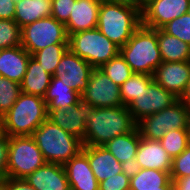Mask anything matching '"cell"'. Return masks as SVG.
<instances>
[{"label":"cell","mask_w":190,"mask_h":190,"mask_svg":"<svg viewBox=\"0 0 190 190\" xmlns=\"http://www.w3.org/2000/svg\"><path fill=\"white\" fill-rule=\"evenodd\" d=\"M0 190H6V179L0 181Z\"/></svg>","instance_id":"7dc6e473"},{"label":"cell","mask_w":190,"mask_h":190,"mask_svg":"<svg viewBox=\"0 0 190 190\" xmlns=\"http://www.w3.org/2000/svg\"><path fill=\"white\" fill-rule=\"evenodd\" d=\"M82 150L99 183L122 172L121 163L104 146H83Z\"/></svg>","instance_id":"ffe728a7"},{"label":"cell","mask_w":190,"mask_h":190,"mask_svg":"<svg viewBox=\"0 0 190 190\" xmlns=\"http://www.w3.org/2000/svg\"><path fill=\"white\" fill-rule=\"evenodd\" d=\"M96 108L123 106L120 86L99 68H94L87 88L81 94Z\"/></svg>","instance_id":"7c38bea8"},{"label":"cell","mask_w":190,"mask_h":190,"mask_svg":"<svg viewBox=\"0 0 190 190\" xmlns=\"http://www.w3.org/2000/svg\"><path fill=\"white\" fill-rule=\"evenodd\" d=\"M141 135L136 127L133 131L116 136L103 146L117 159L120 163L136 158Z\"/></svg>","instance_id":"484cf974"},{"label":"cell","mask_w":190,"mask_h":190,"mask_svg":"<svg viewBox=\"0 0 190 190\" xmlns=\"http://www.w3.org/2000/svg\"><path fill=\"white\" fill-rule=\"evenodd\" d=\"M189 121L190 109L178 99L170 107L142 118L136 127L142 138L160 140L173 129H188Z\"/></svg>","instance_id":"52a82bcc"},{"label":"cell","mask_w":190,"mask_h":190,"mask_svg":"<svg viewBox=\"0 0 190 190\" xmlns=\"http://www.w3.org/2000/svg\"><path fill=\"white\" fill-rule=\"evenodd\" d=\"M136 160L141 169H155L169 173L172 169V159L159 140L141 137L136 153Z\"/></svg>","instance_id":"d6986e66"},{"label":"cell","mask_w":190,"mask_h":190,"mask_svg":"<svg viewBox=\"0 0 190 190\" xmlns=\"http://www.w3.org/2000/svg\"><path fill=\"white\" fill-rule=\"evenodd\" d=\"M152 80V75L133 73V75L120 86L123 105L127 107L137 96H140L144 90H147V86Z\"/></svg>","instance_id":"83f0119b"},{"label":"cell","mask_w":190,"mask_h":190,"mask_svg":"<svg viewBox=\"0 0 190 190\" xmlns=\"http://www.w3.org/2000/svg\"><path fill=\"white\" fill-rule=\"evenodd\" d=\"M158 47L162 62L190 61V45L179 38L157 29Z\"/></svg>","instance_id":"d4e9b609"},{"label":"cell","mask_w":190,"mask_h":190,"mask_svg":"<svg viewBox=\"0 0 190 190\" xmlns=\"http://www.w3.org/2000/svg\"><path fill=\"white\" fill-rule=\"evenodd\" d=\"M67 50L68 44H53L35 52L32 57L40 63L46 72L53 76L61 57Z\"/></svg>","instance_id":"f1b7e54d"},{"label":"cell","mask_w":190,"mask_h":190,"mask_svg":"<svg viewBox=\"0 0 190 190\" xmlns=\"http://www.w3.org/2000/svg\"><path fill=\"white\" fill-rule=\"evenodd\" d=\"M71 190H99L86 153L81 150L64 165Z\"/></svg>","instance_id":"2e32d148"},{"label":"cell","mask_w":190,"mask_h":190,"mask_svg":"<svg viewBox=\"0 0 190 190\" xmlns=\"http://www.w3.org/2000/svg\"><path fill=\"white\" fill-rule=\"evenodd\" d=\"M51 16L64 25L68 22L73 4L76 0H51Z\"/></svg>","instance_id":"d590c367"},{"label":"cell","mask_w":190,"mask_h":190,"mask_svg":"<svg viewBox=\"0 0 190 190\" xmlns=\"http://www.w3.org/2000/svg\"><path fill=\"white\" fill-rule=\"evenodd\" d=\"M47 115L44 98L21 92L11 109L2 116V132L9 137L32 135Z\"/></svg>","instance_id":"277c9868"},{"label":"cell","mask_w":190,"mask_h":190,"mask_svg":"<svg viewBox=\"0 0 190 190\" xmlns=\"http://www.w3.org/2000/svg\"><path fill=\"white\" fill-rule=\"evenodd\" d=\"M178 99L179 98L173 93L167 91L152 80L148 84L147 90H144V92L140 96H137L127 107L134 121L137 123L146 116L158 113L170 107Z\"/></svg>","instance_id":"8fae6325"},{"label":"cell","mask_w":190,"mask_h":190,"mask_svg":"<svg viewBox=\"0 0 190 190\" xmlns=\"http://www.w3.org/2000/svg\"><path fill=\"white\" fill-rule=\"evenodd\" d=\"M179 99L190 109V80Z\"/></svg>","instance_id":"7bdbcfd3"},{"label":"cell","mask_w":190,"mask_h":190,"mask_svg":"<svg viewBox=\"0 0 190 190\" xmlns=\"http://www.w3.org/2000/svg\"><path fill=\"white\" fill-rule=\"evenodd\" d=\"M171 159L179 156L190 144L188 129H173L159 140Z\"/></svg>","instance_id":"f546056e"},{"label":"cell","mask_w":190,"mask_h":190,"mask_svg":"<svg viewBox=\"0 0 190 190\" xmlns=\"http://www.w3.org/2000/svg\"><path fill=\"white\" fill-rule=\"evenodd\" d=\"M173 181L170 180L165 186L161 187V190H172Z\"/></svg>","instance_id":"bcb514c9"},{"label":"cell","mask_w":190,"mask_h":190,"mask_svg":"<svg viewBox=\"0 0 190 190\" xmlns=\"http://www.w3.org/2000/svg\"><path fill=\"white\" fill-rule=\"evenodd\" d=\"M8 149L9 136L2 132L0 133V177L2 179L7 178Z\"/></svg>","instance_id":"74e56055"},{"label":"cell","mask_w":190,"mask_h":190,"mask_svg":"<svg viewBox=\"0 0 190 190\" xmlns=\"http://www.w3.org/2000/svg\"><path fill=\"white\" fill-rule=\"evenodd\" d=\"M120 54L133 73L153 75L155 69L162 63L157 29L141 24L128 42L120 48Z\"/></svg>","instance_id":"3957f363"},{"label":"cell","mask_w":190,"mask_h":190,"mask_svg":"<svg viewBox=\"0 0 190 190\" xmlns=\"http://www.w3.org/2000/svg\"><path fill=\"white\" fill-rule=\"evenodd\" d=\"M128 107L96 108L86 120V136L83 146H103L116 136L136 128Z\"/></svg>","instance_id":"6da1fadb"},{"label":"cell","mask_w":190,"mask_h":190,"mask_svg":"<svg viewBox=\"0 0 190 190\" xmlns=\"http://www.w3.org/2000/svg\"><path fill=\"white\" fill-rule=\"evenodd\" d=\"M169 35L175 36L190 45V12L172 20L161 28Z\"/></svg>","instance_id":"836d02e7"},{"label":"cell","mask_w":190,"mask_h":190,"mask_svg":"<svg viewBox=\"0 0 190 190\" xmlns=\"http://www.w3.org/2000/svg\"><path fill=\"white\" fill-rule=\"evenodd\" d=\"M0 133H2V117L0 116Z\"/></svg>","instance_id":"c3c4849f"},{"label":"cell","mask_w":190,"mask_h":190,"mask_svg":"<svg viewBox=\"0 0 190 190\" xmlns=\"http://www.w3.org/2000/svg\"><path fill=\"white\" fill-rule=\"evenodd\" d=\"M14 0H0V19L13 20L15 16Z\"/></svg>","instance_id":"f35d334b"},{"label":"cell","mask_w":190,"mask_h":190,"mask_svg":"<svg viewBox=\"0 0 190 190\" xmlns=\"http://www.w3.org/2000/svg\"><path fill=\"white\" fill-rule=\"evenodd\" d=\"M102 0H76L65 24L68 36L97 28L98 12Z\"/></svg>","instance_id":"ac0fdd59"},{"label":"cell","mask_w":190,"mask_h":190,"mask_svg":"<svg viewBox=\"0 0 190 190\" xmlns=\"http://www.w3.org/2000/svg\"><path fill=\"white\" fill-rule=\"evenodd\" d=\"M93 69L87 61L68 49L61 57L53 76L62 80L74 91L82 94L88 86Z\"/></svg>","instance_id":"4fadbf2b"},{"label":"cell","mask_w":190,"mask_h":190,"mask_svg":"<svg viewBox=\"0 0 190 190\" xmlns=\"http://www.w3.org/2000/svg\"><path fill=\"white\" fill-rule=\"evenodd\" d=\"M152 0H138V11L143 12L144 7H146Z\"/></svg>","instance_id":"f6af8a7d"},{"label":"cell","mask_w":190,"mask_h":190,"mask_svg":"<svg viewBox=\"0 0 190 190\" xmlns=\"http://www.w3.org/2000/svg\"><path fill=\"white\" fill-rule=\"evenodd\" d=\"M188 131H189V143H190V121H189Z\"/></svg>","instance_id":"681fc988"},{"label":"cell","mask_w":190,"mask_h":190,"mask_svg":"<svg viewBox=\"0 0 190 190\" xmlns=\"http://www.w3.org/2000/svg\"><path fill=\"white\" fill-rule=\"evenodd\" d=\"M171 180L170 173L155 169H140L130 178V190H161Z\"/></svg>","instance_id":"4316f807"},{"label":"cell","mask_w":190,"mask_h":190,"mask_svg":"<svg viewBox=\"0 0 190 190\" xmlns=\"http://www.w3.org/2000/svg\"><path fill=\"white\" fill-rule=\"evenodd\" d=\"M99 190H130V178L123 172L99 183Z\"/></svg>","instance_id":"8d00e7d4"},{"label":"cell","mask_w":190,"mask_h":190,"mask_svg":"<svg viewBox=\"0 0 190 190\" xmlns=\"http://www.w3.org/2000/svg\"><path fill=\"white\" fill-rule=\"evenodd\" d=\"M152 76L160 86L180 98L190 80V61L162 62Z\"/></svg>","instance_id":"9a60e30c"},{"label":"cell","mask_w":190,"mask_h":190,"mask_svg":"<svg viewBox=\"0 0 190 190\" xmlns=\"http://www.w3.org/2000/svg\"><path fill=\"white\" fill-rule=\"evenodd\" d=\"M51 0H21L16 3L14 20L22 28L41 18L51 16Z\"/></svg>","instance_id":"cb8c5ba5"},{"label":"cell","mask_w":190,"mask_h":190,"mask_svg":"<svg viewBox=\"0 0 190 190\" xmlns=\"http://www.w3.org/2000/svg\"><path fill=\"white\" fill-rule=\"evenodd\" d=\"M190 176V144L179 155L172 159L170 177L172 181Z\"/></svg>","instance_id":"e575fe53"},{"label":"cell","mask_w":190,"mask_h":190,"mask_svg":"<svg viewBox=\"0 0 190 190\" xmlns=\"http://www.w3.org/2000/svg\"><path fill=\"white\" fill-rule=\"evenodd\" d=\"M172 190H190V176L173 181Z\"/></svg>","instance_id":"b9f144b4"},{"label":"cell","mask_w":190,"mask_h":190,"mask_svg":"<svg viewBox=\"0 0 190 190\" xmlns=\"http://www.w3.org/2000/svg\"><path fill=\"white\" fill-rule=\"evenodd\" d=\"M31 55L22 47L2 49L0 55V76L22 82Z\"/></svg>","instance_id":"44dd1931"},{"label":"cell","mask_w":190,"mask_h":190,"mask_svg":"<svg viewBox=\"0 0 190 190\" xmlns=\"http://www.w3.org/2000/svg\"><path fill=\"white\" fill-rule=\"evenodd\" d=\"M31 136L37 143L46 163L65 165L83 148L82 140L48 119Z\"/></svg>","instance_id":"5b68a950"},{"label":"cell","mask_w":190,"mask_h":190,"mask_svg":"<svg viewBox=\"0 0 190 190\" xmlns=\"http://www.w3.org/2000/svg\"><path fill=\"white\" fill-rule=\"evenodd\" d=\"M21 93V87L18 82L9 80L0 76V116L5 115Z\"/></svg>","instance_id":"1f68e13d"},{"label":"cell","mask_w":190,"mask_h":190,"mask_svg":"<svg viewBox=\"0 0 190 190\" xmlns=\"http://www.w3.org/2000/svg\"><path fill=\"white\" fill-rule=\"evenodd\" d=\"M122 172L128 177L132 178L136 174L140 172V166L137 163L136 158H132L130 160H126V162L121 163Z\"/></svg>","instance_id":"60d3db41"},{"label":"cell","mask_w":190,"mask_h":190,"mask_svg":"<svg viewBox=\"0 0 190 190\" xmlns=\"http://www.w3.org/2000/svg\"><path fill=\"white\" fill-rule=\"evenodd\" d=\"M141 25V13L133 7L102 0L97 28L119 48L123 47Z\"/></svg>","instance_id":"7a4b0ae2"},{"label":"cell","mask_w":190,"mask_h":190,"mask_svg":"<svg viewBox=\"0 0 190 190\" xmlns=\"http://www.w3.org/2000/svg\"><path fill=\"white\" fill-rule=\"evenodd\" d=\"M95 109L96 107L80 94L71 108L47 111V119L83 141L86 136V120Z\"/></svg>","instance_id":"30bf717a"},{"label":"cell","mask_w":190,"mask_h":190,"mask_svg":"<svg viewBox=\"0 0 190 190\" xmlns=\"http://www.w3.org/2000/svg\"><path fill=\"white\" fill-rule=\"evenodd\" d=\"M18 46H21V27L14 19H0V48Z\"/></svg>","instance_id":"d6a6232c"},{"label":"cell","mask_w":190,"mask_h":190,"mask_svg":"<svg viewBox=\"0 0 190 190\" xmlns=\"http://www.w3.org/2000/svg\"><path fill=\"white\" fill-rule=\"evenodd\" d=\"M45 163L31 135L9 137L7 177L25 179Z\"/></svg>","instance_id":"ba28073f"},{"label":"cell","mask_w":190,"mask_h":190,"mask_svg":"<svg viewBox=\"0 0 190 190\" xmlns=\"http://www.w3.org/2000/svg\"><path fill=\"white\" fill-rule=\"evenodd\" d=\"M190 10V0H152L141 13V24L161 29Z\"/></svg>","instance_id":"5bb4252c"},{"label":"cell","mask_w":190,"mask_h":190,"mask_svg":"<svg viewBox=\"0 0 190 190\" xmlns=\"http://www.w3.org/2000/svg\"><path fill=\"white\" fill-rule=\"evenodd\" d=\"M109 1L121 4V5L130 6L138 10V0H109Z\"/></svg>","instance_id":"ee69618b"},{"label":"cell","mask_w":190,"mask_h":190,"mask_svg":"<svg viewBox=\"0 0 190 190\" xmlns=\"http://www.w3.org/2000/svg\"><path fill=\"white\" fill-rule=\"evenodd\" d=\"M6 190H36L23 178H6Z\"/></svg>","instance_id":"ab89813d"},{"label":"cell","mask_w":190,"mask_h":190,"mask_svg":"<svg viewBox=\"0 0 190 190\" xmlns=\"http://www.w3.org/2000/svg\"><path fill=\"white\" fill-rule=\"evenodd\" d=\"M51 78L52 75L46 72L40 63L31 56L26 73L20 83L21 92L44 98Z\"/></svg>","instance_id":"7402d4cb"},{"label":"cell","mask_w":190,"mask_h":190,"mask_svg":"<svg viewBox=\"0 0 190 190\" xmlns=\"http://www.w3.org/2000/svg\"><path fill=\"white\" fill-rule=\"evenodd\" d=\"M68 49L87 61L93 68H100L120 53V48L98 28L69 35Z\"/></svg>","instance_id":"8992f818"},{"label":"cell","mask_w":190,"mask_h":190,"mask_svg":"<svg viewBox=\"0 0 190 190\" xmlns=\"http://www.w3.org/2000/svg\"><path fill=\"white\" fill-rule=\"evenodd\" d=\"M79 96L80 93L64 84L59 78L52 76L44 101L47 104V111L60 108L67 110L75 105Z\"/></svg>","instance_id":"603a6c76"},{"label":"cell","mask_w":190,"mask_h":190,"mask_svg":"<svg viewBox=\"0 0 190 190\" xmlns=\"http://www.w3.org/2000/svg\"><path fill=\"white\" fill-rule=\"evenodd\" d=\"M102 70L116 85L121 86L133 75V72L125 59L119 53L116 57L103 64Z\"/></svg>","instance_id":"4dcf8cb0"},{"label":"cell","mask_w":190,"mask_h":190,"mask_svg":"<svg viewBox=\"0 0 190 190\" xmlns=\"http://www.w3.org/2000/svg\"><path fill=\"white\" fill-rule=\"evenodd\" d=\"M66 26L52 16L41 18L21 28V46L32 56L53 44H68Z\"/></svg>","instance_id":"9c48e42d"},{"label":"cell","mask_w":190,"mask_h":190,"mask_svg":"<svg viewBox=\"0 0 190 190\" xmlns=\"http://www.w3.org/2000/svg\"><path fill=\"white\" fill-rule=\"evenodd\" d=\"M25 180L36 190H71L64 165L45 163Z\"/></svg>","instance_id":"e0dca14e"}]
</instances>
